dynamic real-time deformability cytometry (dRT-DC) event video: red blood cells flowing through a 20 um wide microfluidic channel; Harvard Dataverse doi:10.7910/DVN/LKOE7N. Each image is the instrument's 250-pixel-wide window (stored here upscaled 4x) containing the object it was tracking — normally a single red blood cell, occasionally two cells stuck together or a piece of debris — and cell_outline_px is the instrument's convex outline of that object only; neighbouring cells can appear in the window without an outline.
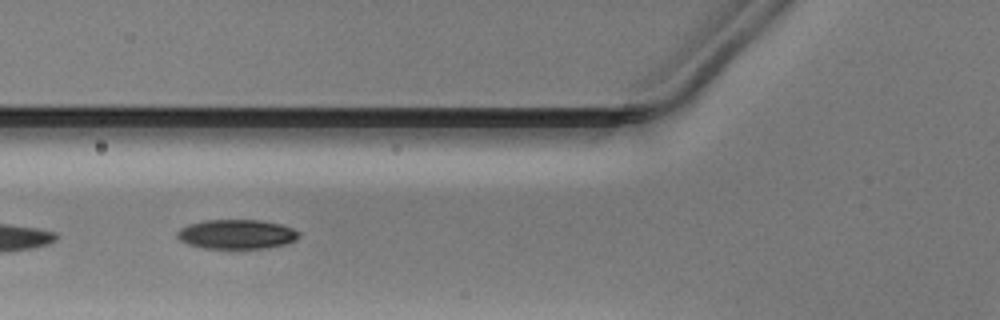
{"species": "Egyptian fruit bat (a non-hibernating species)", "species_latin": "Rousettus aegyptiacus", "temperature_condition": "warm", "stored_images_in_passage": 20, "camera_frame_rate_fps": 3000, "um_per_image_px": 0.085, "animal": {"sex": "male"}, "frame": {"image": 1, "passage_image": 4, "time_ms": 1.0, "image_size_px": [1000, 320], "cell_outline_px": [[300, 236], [296, 240], [288, 244], [264, 248], [204, 248], [188, 244], [180, 240], [176, 236], [176, 232], [180, 228], [188, 224], [204, 220], [260, 220], [280, 224], [292, 228], [300, 232]], "centroid_in_image_um": [20.12, 19.91], "position_along_channel_um": 105.7, "area_um2": 20.98}}